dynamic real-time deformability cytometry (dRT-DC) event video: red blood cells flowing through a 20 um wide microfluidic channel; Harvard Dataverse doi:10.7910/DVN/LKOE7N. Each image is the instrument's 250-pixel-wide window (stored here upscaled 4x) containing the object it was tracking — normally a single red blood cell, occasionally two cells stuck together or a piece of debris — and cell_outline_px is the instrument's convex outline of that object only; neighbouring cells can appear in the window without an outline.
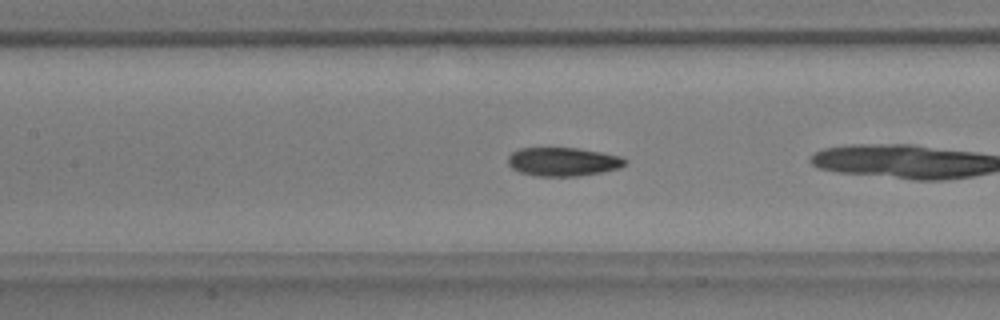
{"species": "common noctule bat (a hibernating species)", "species_latin": "Nyctalus noctula", "temperature_condition": "warm", "stored_images_in_passage": 9, "camera_frame_rate_fps": 3000, "um_per_image_px": 0.085, "animal": {"sex": "male", "body_mass_g": 17.9, "forearm_length_mm": 54.2}, "frame": {"image": 1, "passage_image": 8, "time_ms": 2.333, "image_size_px": [1000, 320], "cell_outline_px": [[628, 164], [620, 168], [604, 172], [576, 176], [536, 176], [520, 172], [512, 168], [508, 164], [508, 156], [512, 152], [520, 148], [580, 148], [620, 156], [628, 160]], "centroid_in_image_um": [47.89, 13.75], "position_along_channel_um": 159.5, "area_um2": 19.71}}